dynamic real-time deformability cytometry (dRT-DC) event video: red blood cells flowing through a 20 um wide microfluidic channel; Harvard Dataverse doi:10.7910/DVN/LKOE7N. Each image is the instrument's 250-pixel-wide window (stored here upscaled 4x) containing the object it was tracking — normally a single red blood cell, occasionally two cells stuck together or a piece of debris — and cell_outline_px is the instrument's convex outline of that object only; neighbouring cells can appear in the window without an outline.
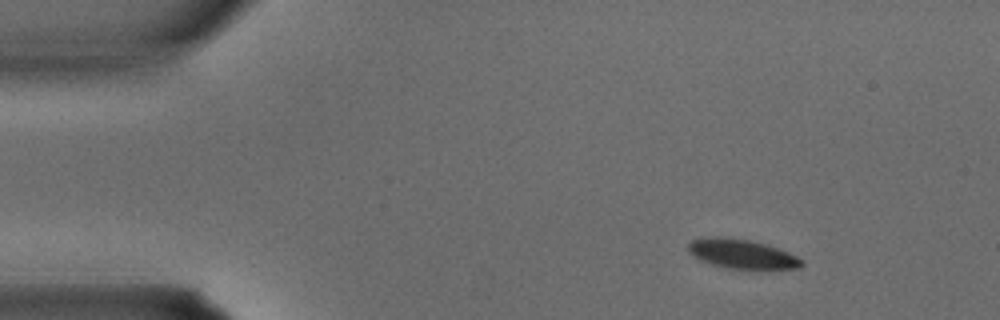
{"species": "common noctule bat (a hibernating species)", "species_latin": "Nyctalus noctula", "temperature_condition": "warm", "stored_images_in_passage": 32, "camera_frame_rate_fps": 3000, "um_per_image_px": 0.085, "animal": {"sex": "male", "body_mass_g": 15.6}, "frame": {"image": 1, "passage_image": 1, "time_ms": 0.0, "image_size_px": [1000, 320], "cell_outline_px": [[804, 264], [800, 268], [728, 268], [712, 264], [700, 260], [692, 256], [688, 252], [688, 244], [692, 240], [704, 236], [720, 236], [748, 240], [764, 244], [788, 252], [804, 260]], "centroid_in_image_um": [63.0, 21.56], "position_along_channel_um": 22.0, "area_um2": 19.19}}
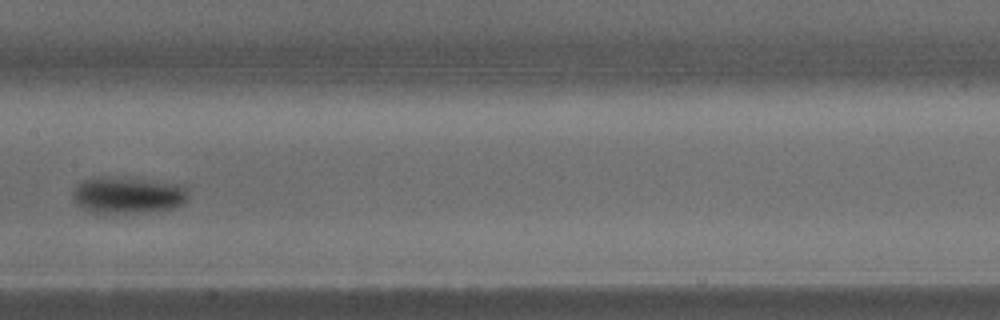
{"frame": {"image": 2, "passage_image": 14, "time_ms": 4.333, "image_size_px": [1000, 320], "cell_outline_px": [[188, 196], [180, 204], [172, 208], [144, 212], [88, 212], [80, 208], [72, 200], [72, 192], [76, 184], [84, 180], [100, 176], [124, 176], [176, 184], [184, 188]], "centroid_in_image_um": [10.75, 16.56], "position_along_channel_um": 196.7, "area_um2": 24.68}}
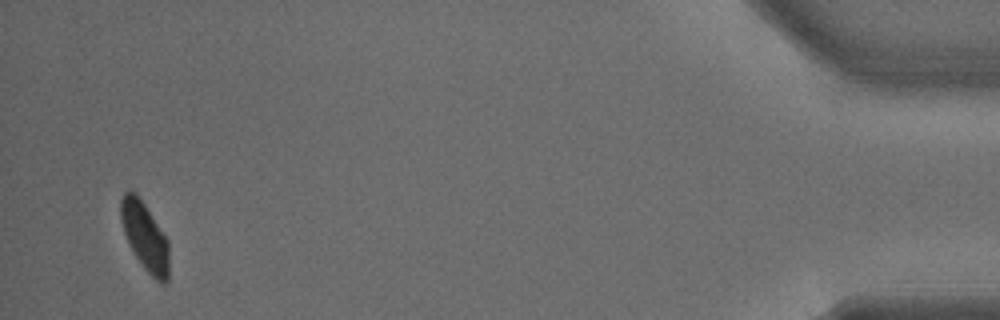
{"frame": {"image": 3, "passage_image": 30, "time_ms": 9.667, "image_size_px": [1000, 320], "cell_outline_px": [[168, 280], [164, 284], [160, 284], [144, 268], [136, 256], [124, 232], [120, 216], [120, 200], [124, 192], [128, 188], [136, 192], [168, 240]], "centroid_in_image_um": [12.3, 20.07], "position_along_channel_um": 422.9, "area_um2": 18.96}}